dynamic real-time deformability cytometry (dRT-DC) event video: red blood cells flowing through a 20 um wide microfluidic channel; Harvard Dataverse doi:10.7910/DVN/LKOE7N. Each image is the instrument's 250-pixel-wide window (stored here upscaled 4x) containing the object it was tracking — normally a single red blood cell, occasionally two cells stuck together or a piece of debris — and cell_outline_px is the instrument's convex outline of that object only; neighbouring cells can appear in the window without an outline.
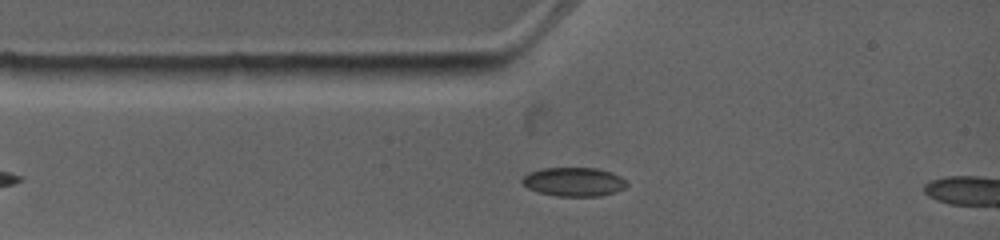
{"species": "common noctule bat (a hibernating species)", "species_latin": "Nyctalus noctula", "temperature_condition": "warm", "stored_images_in_passage": 7, "camera_frame_rate_fps": 4500, "um_per_image_px": 0.085, "animal": {"sex": "female", "body_mass_g": 19.0, "forearm_length_mm": 53.3}, "frame": {"image": 1, "passage_image": 3, "time_ms": 1.778, "image_size_px": [1000, 240], "cell_outline_px": [[628, 184], [624, 188], [616, 192], [600, 196], [556, 196], [536, 192], [528, 188], [520, 180], [528, 172], [544, 168], [596, 168], [612, 172], [620, 176]], "centroid_in_image_um": [48.76, 15.46], "position_along_channel_um": 36.2, "area_um2": 17.69}}
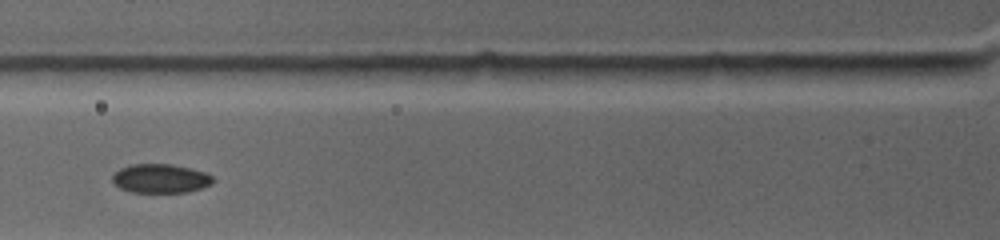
{"frame": {"image": 2, "passage_image": 5, "time_ms": 3.778, "image_size_px": [1000, 240], "cell_outline_px": [[216, 180], [212, 184], [188, 192], [132, 192], [120, 188], [112, 180], [112, 176], [120, 168], [132, 164], [172, 164], [204, 172], [212, 176]], "centroid_in_image_um": [13.66, 15.17], "position_along_channel_um": 112.1, "area_um2": 16.88}}
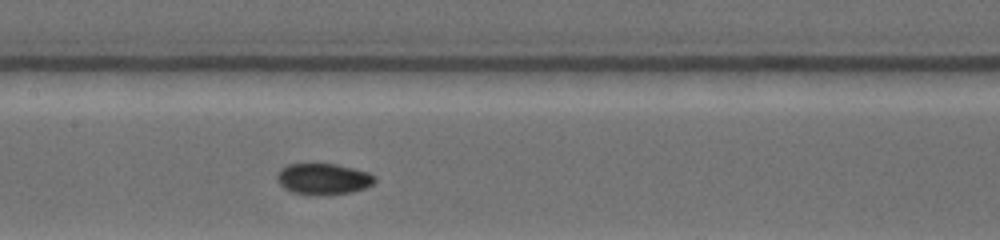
{"frame": {"image": 3, "passage_image": 7, "time_ms": 5.556, "image_size_px": [1000, 240], "cell_outline_px": [[376, 180], [372, 184], [364, 188], [352, 192], [324, 196], [316, 196], [292, 192], [284, 188], [276, 180], [276, 176], [280, 168], [288, 164], [336, 164], [368, 172], [376, 176]], "centroid_in_image_um": [27.46, 15.22], "position_along_channel_um": 179.9, "area_um2": 17.98}}